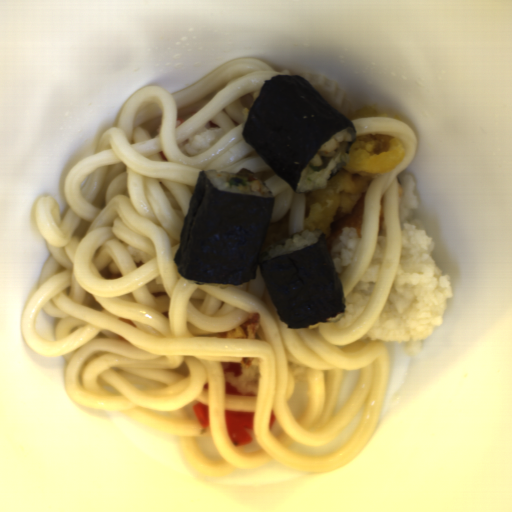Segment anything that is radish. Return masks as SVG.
Wrapping results in <instances>:
<instances>
[{
    "label": "radish",
    "instance_id": "radish-1",
    "mask_svg": "<svg viewBox=\"0 0 512 512\" xmlns=\"http://www.w3.org/2000/svg\"><path fill=\"white\" fill-rule=\"evenodd\" d=\"M254 412L226 411L227 432L235 447H244L253 442L247 428L253 429Z\"/></svg>",
    "mask_w": 512,
    "mask_h": 512
}]
</instances>
